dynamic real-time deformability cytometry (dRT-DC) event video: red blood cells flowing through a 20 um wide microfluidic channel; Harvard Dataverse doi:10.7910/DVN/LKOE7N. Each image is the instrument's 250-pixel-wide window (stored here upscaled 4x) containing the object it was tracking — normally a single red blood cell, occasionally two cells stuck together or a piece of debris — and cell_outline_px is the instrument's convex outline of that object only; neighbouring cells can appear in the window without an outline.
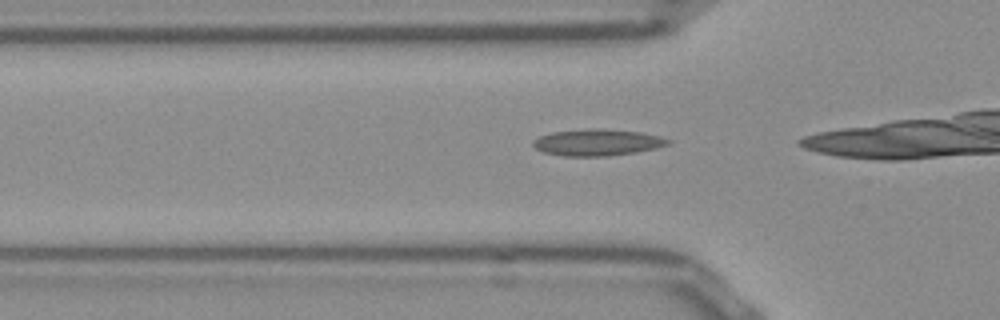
{"species": "Egyptian fruit bat (a non-hibernating species)", "species_latin": "Rousettus aegyptiacus", "temperature_condition": "room temperature", "stored_images_in_passage": 30, "camera_frame_rate_fps": 3000, "um_per_image_px": 0.085, "frame": {"image": 1, "passage_image": 6, "time_ms": 1.667, "image_size_px": [1000, 320], "cell_outline_px": [[672, 140], [668, 144], [656, 148], [636, 152], [608, 156], [564, 156], [544, 152], [536, 148], [532, 144], [532, 140], [540, 136], [552, 132], [588, 128], [604, 128], [640, 132], [660, 136]], "centroid_in_image_um": [50.78, 12.09], "position_along_channel_um": 75.0, "area_um2": 20.98}}
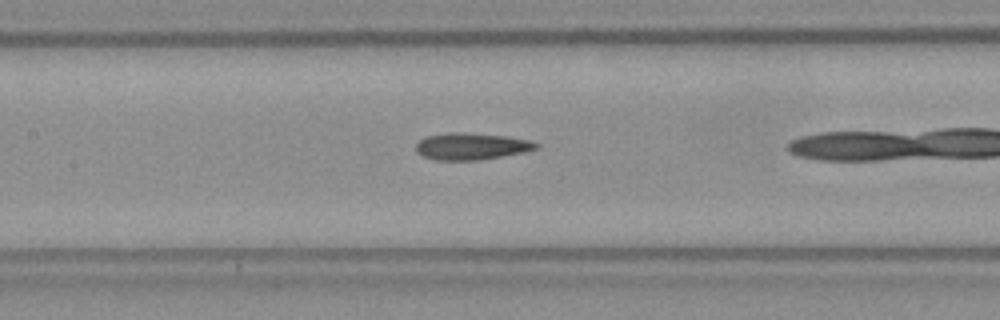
{"frame": {"image": 2, "passage_image": 13, "time_ms": 4.0, "image_size_px": [1000, 320], "cell_outline_px": [[540, 148], [500, 156], [476, 160], [436, 160], [424, 156], [416, 152], [416, 144], [420, 140], [428, 136], [448, 132], [464, 132], [508, 136], [528, 140], [540, 144]], "centroid_in_image_um": [40.05, 12.42], "position_along_channel_um": 167.3, "area_um2": 18.61}}
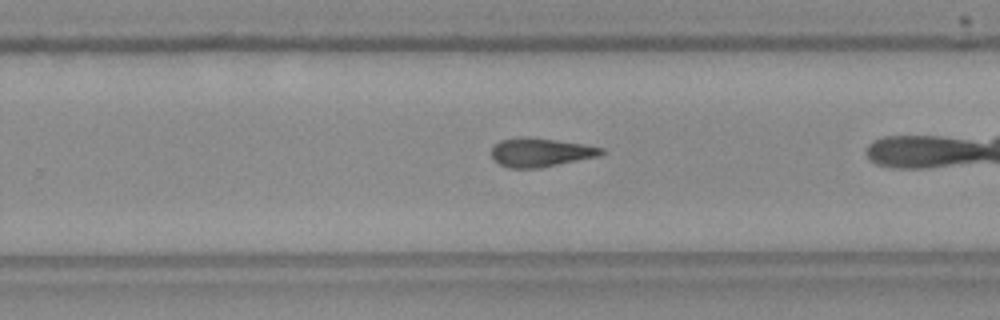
{"frame": {"image": 3, "passage_image": 22, "time_ms": 7.0, "image_size_px": [1000, 320], "cell_outline_px": [[604, 152], [600, 156], [540, 168], [508, 168], [492, 160], [492, 148], [500, 140], [528, 136], [556, 140], [604, 148]], "centroid_in_image_um": [45.93, 12.96], "position_along_channel_um": 283.9, "area_um2": 18.38}}